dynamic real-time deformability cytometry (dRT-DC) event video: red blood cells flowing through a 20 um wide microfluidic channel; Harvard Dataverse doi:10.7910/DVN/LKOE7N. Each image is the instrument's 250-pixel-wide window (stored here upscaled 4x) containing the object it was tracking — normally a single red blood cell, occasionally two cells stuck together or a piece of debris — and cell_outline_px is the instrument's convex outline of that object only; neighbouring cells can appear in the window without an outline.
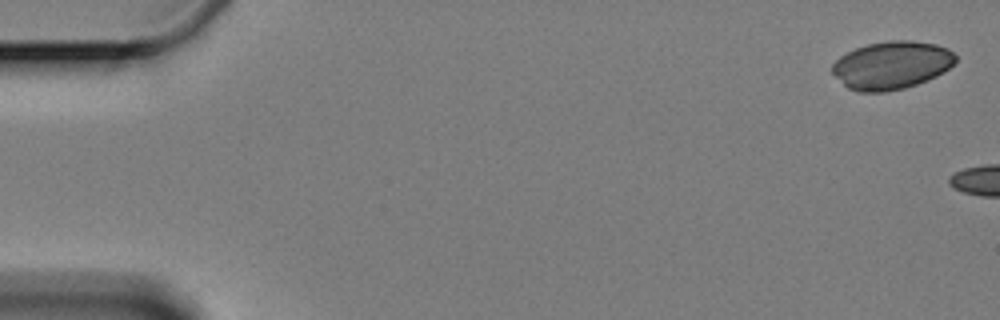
{"species": "Egyptian fruit bat (a non-hibernating species)", "species_latin": "Rousettus aegyptiacus", "temperature_condition": "cold", "stored_images_in_passage": 2, "camera_frame_rate_fps": 3000, "um_per_image_px": 0.085, "animal": {"sex": "female"}, "frame": {"image": 1, "passage_image": 1, "time_ms": 0.0, "image_size_px": [1000, 320], "cell_outline_px": [[956, 60], [944, 72], [928, 80], [904, 88], [884, 92], [856, 92], [848, 88], [832, 72], [832, 64], [840, 56], [856, 48], [868, 44], [888, 40], [912, 40], [936, 44], [948, 48], [956, 56]], "centroid_in_image_um": [75.79, 5.54], "position_along_channel_um": 9.2, "area_um2": 34.39}}